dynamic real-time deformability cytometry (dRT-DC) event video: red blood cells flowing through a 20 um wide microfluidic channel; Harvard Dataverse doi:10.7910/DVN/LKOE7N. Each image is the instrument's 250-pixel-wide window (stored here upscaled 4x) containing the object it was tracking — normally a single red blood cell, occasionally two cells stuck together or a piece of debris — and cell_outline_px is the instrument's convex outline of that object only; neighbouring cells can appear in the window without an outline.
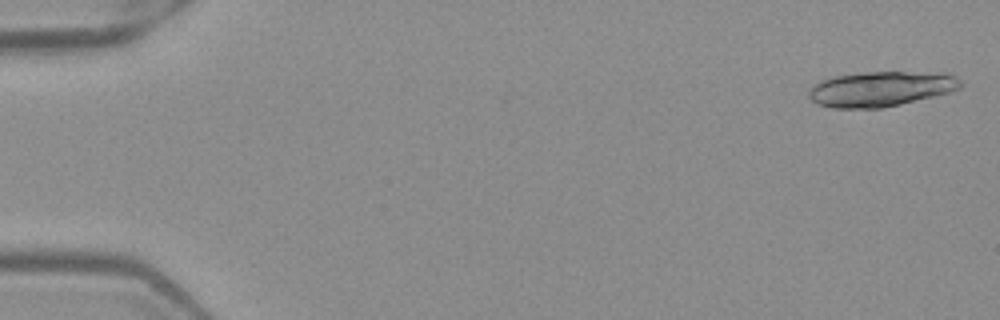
{"species": "Egyptian fruit bat (a non-hibernating species)", "species_latin": "Rousettus aegyptiacus", "temperature_condition": "warm", "stored_images_in_passage": 47, "camera_frame_rate_fps": 3000, "um_per_image_px": 0.085, "frame": {"image": 1, "passage_image": 1, "time_ms": 0.0, "image_size_px": [1000, 320], "cell_outline_px": [[964, 84], [960, 88], [948, 92], [900, 104], [880, 108], [832, 108], [816, 104], [808, 96], [808, 92], [820, 80], [832, 76], [860, 72], [944, 72], [956, 76]], "centroid_in_image_um": [74.86, 7.54], "position_along_channel_um": 10.1, "area_um2": 31.15}}
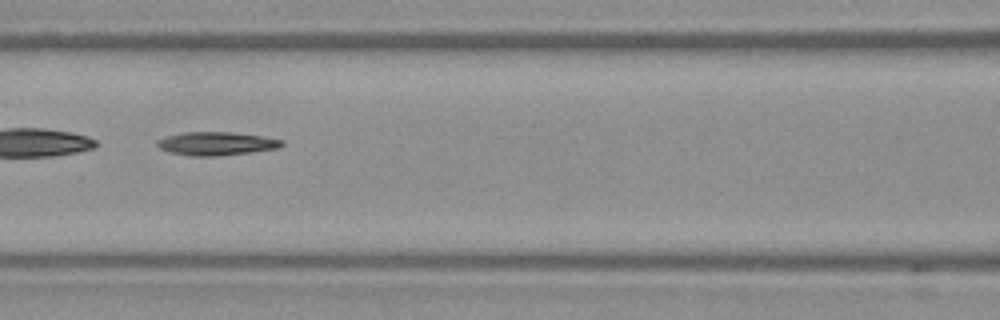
{"frame": {"image": 2, "passage_image": 23, "time_ms": 7.333, "image_size_px": [1000, 320], "cell_outline_px": [[284, 144], [280, 148], [252, 152], [216, 156], [192, 156], [168, 152], [160, 148], [156, 144], [156, 140], [168, 136], [184, 132], [228, 132], [260, 136], [284, 140]], "centroid_in_image_um": [18.39, 12.21], "position_along_channel_um": 148.2, "area_um2": 16.94}}
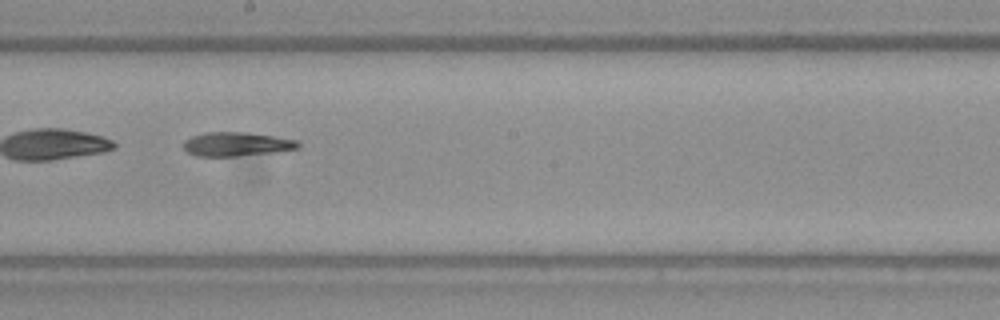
{"frame": {"image": 3, "passage_image": 29, "time_ms": 9.333, "image_size_px": [1000, 320], "cell_outline_px": [[300, 148], [276, 152], [236, 156], [196, 156], [188, 152], [184, 148], [184, 140], [192, 136], [204, 132], [248, 132], [276, 136], [296, 140], [300, 144]], "centroid_in_image_um": [20.13, 12.24], "position_along_channel_um": 228.1, "area_um2": 16.13}}